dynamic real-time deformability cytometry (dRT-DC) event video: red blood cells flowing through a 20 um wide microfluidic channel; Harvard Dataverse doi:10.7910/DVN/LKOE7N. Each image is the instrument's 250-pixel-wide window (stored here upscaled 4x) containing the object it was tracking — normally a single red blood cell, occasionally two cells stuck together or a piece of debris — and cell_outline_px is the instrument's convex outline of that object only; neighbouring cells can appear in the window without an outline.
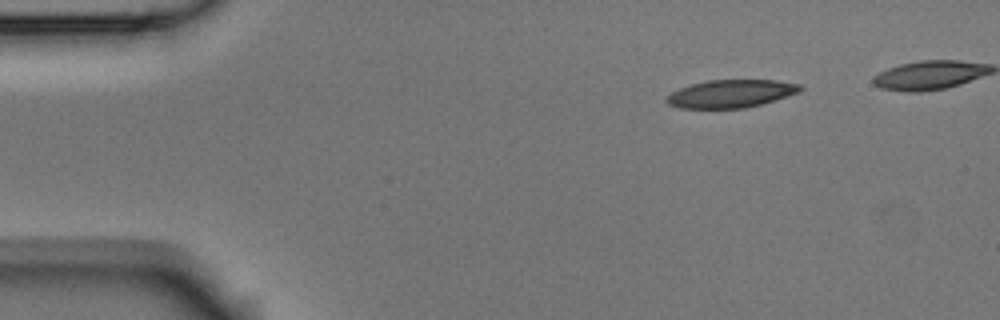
{"species": "Egyptian fruit bat (a non-hibernating species)", "species_latin": "Rousettus aegyptiacus", "temperature_condition": "room temperature", "stored_images_in_passage": 4, "camera_frame_rate_fps": 3000, "um_per_image_px": 0.085, "animal": {"sex": "male"}, "frame": {"image": 1, "passage_image": 1, "time_ms": 0.0, "image_size_px": [1000, 320], "cell_outline_px": [[804, 88], [796, 92], [760, 104], [744, 108], [680, 108], [668, 104], [668, 96], [672, 92], [680, 88], [692, 84], [708, 80], [776, 80], [800, 84]], "centroid_in_image_um": [62.11, 7.95], "position_along_channel_um": 22.9, "area_um2": 21.21}}